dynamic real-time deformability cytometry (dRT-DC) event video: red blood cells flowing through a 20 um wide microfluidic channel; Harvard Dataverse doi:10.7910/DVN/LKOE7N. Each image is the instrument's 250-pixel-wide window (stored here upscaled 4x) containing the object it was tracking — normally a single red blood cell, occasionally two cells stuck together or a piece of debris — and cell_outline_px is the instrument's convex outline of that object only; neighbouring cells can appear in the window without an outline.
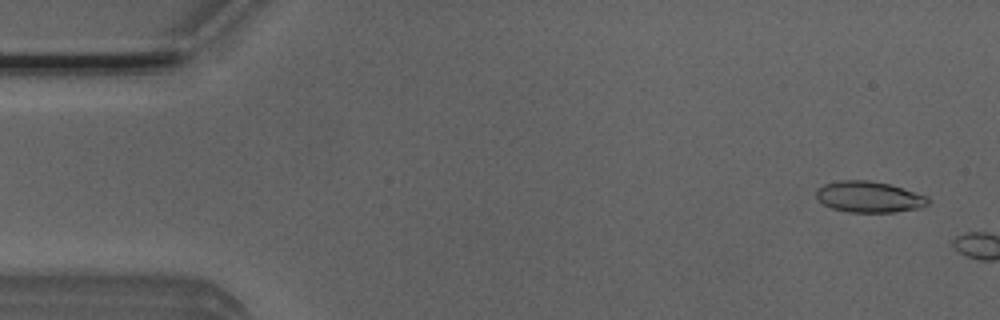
{"species": "Egyptian fruit bat (a non-hibernating species)", "species_latin": "Rousettus aegyptiacus", "temperature_condition": "room temperature", "stored_images_in_passage": 9, "camera_frame_rate_fps": 3000, "um_per_image_px": 0.085, "animal": {"sex": "male"}, "frame": {"image": 1, "passage_image": 3, "time_ms": 0.667, "image_size_px": [1000, 320], "cell_outline_px": [[928, 204], [920, 208], [896, 212], [848, 212], [832, 208], [824, 204], [816, 196], [816, 188], [824, 184], [840, 180], [868, 180], [888, 184], [928, 196]], "centroid_in_image_um": [73.86, 16.74], "position_along_channel_um": 11.1, "area_um2": 20.17}}